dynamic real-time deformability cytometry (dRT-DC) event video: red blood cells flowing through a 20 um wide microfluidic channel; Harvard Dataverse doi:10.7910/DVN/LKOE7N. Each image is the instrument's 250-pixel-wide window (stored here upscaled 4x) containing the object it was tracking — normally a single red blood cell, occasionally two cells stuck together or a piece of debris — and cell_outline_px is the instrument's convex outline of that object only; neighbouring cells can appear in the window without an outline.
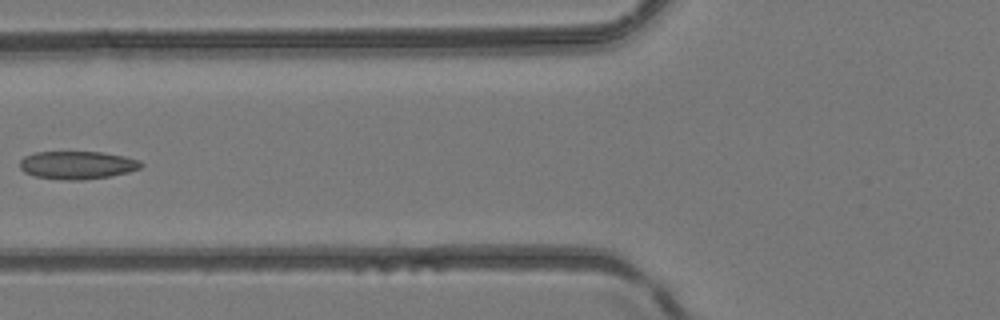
{"species": "common noctule bat (a hibernating species)", "species_latin": "Nyctalus noctula", "temperature_condition": "room temperature", "stored_images_in_passage": 6, "camera_frame_rate_fps": 3000, "um_per_image_px": 0.085, "animal": {"sex": "female", "body_mass_g": 24.6, "forearm_length_mm": 56.2}, "frame": {"image": 1, "passage_image": 6, "time_ms": 6.667, "image_size_px": [1000, 320], "cell_outline_px": [[144, 164], [140, 168], [128, 172], [108, 176], [84, 180], [64, 180], [36, 176], [24, 172], [20, 168], [20, 160], [24, 156], [36, 152], [104, 152], [124, 156], [140, 160]], "centroid_in_image_um": [6.58, 14.02], "position_along_channel_um": 119.2, "area_um2": 19.77}}